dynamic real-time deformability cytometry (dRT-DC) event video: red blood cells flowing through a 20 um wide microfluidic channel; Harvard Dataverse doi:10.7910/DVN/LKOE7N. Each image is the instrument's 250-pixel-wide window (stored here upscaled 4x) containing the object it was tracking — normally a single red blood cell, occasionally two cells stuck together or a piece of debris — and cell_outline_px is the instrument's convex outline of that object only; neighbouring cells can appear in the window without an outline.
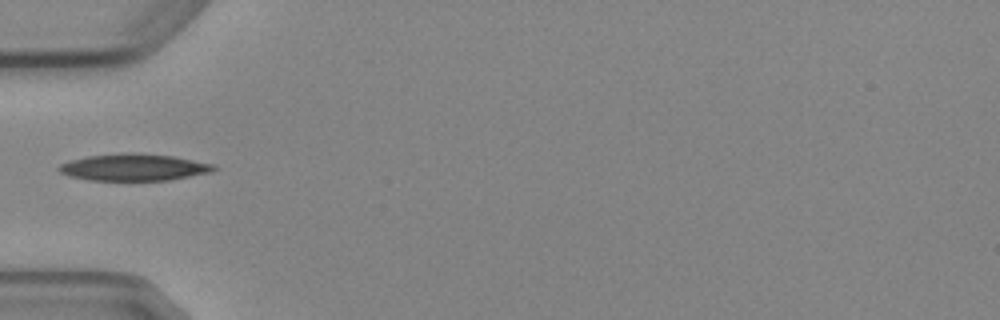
{"species": "Egyptian fruit bat (a non-hibernating species)", "species_latin": "Rousettus aegyptiacus", "temperature_condition": "cold", "stored_images_in_passage": 2, "camera_frame_rate_fps": 3000, "um_per_image_px": 0.085, "animal": {"sex": "female"}, "frame": {"image": 1, "passage_image": 1, "time_ms": 0.0, "image_size_px": [1000, 320], "cell_outline_px": [[216, 168], [212, 172], [168, 180], [88, 180], [68, 176], [60, 172], [56, 168], [60, 164], [72, 160], [88, 156], [128, 152], [132, 152], [172, 156], [212, 164]], "centroid_in_image_um": [11.33, 14.22], "position_along_channel_um": 73.7, "area_um2": 24.04}}
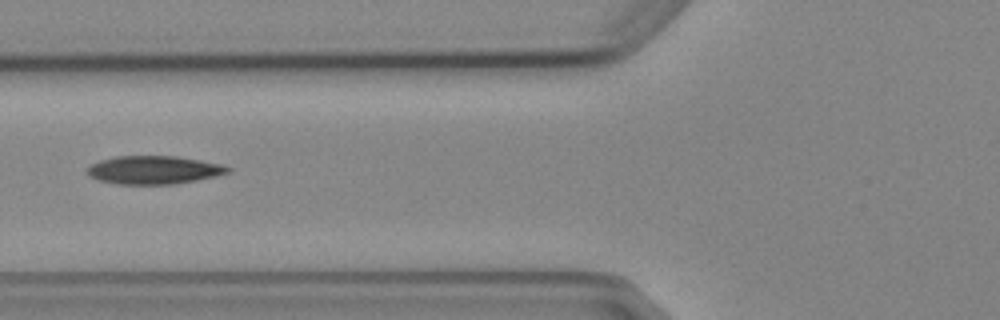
{"frame": {"image": 2, "passage_image": 2, "time_ms": 1.0, "image_size_px": [1000, 320], "cell_outline_px": [[232, 172], [216, 176], [196, 180], [172, 184], [116, 184], [100, 180], [88, 176], [88, 168], [92, 164], [100, 160], [116, 156], [176, 156], [224, 164], [232, 168]], "centroid_in_image_um": [13.13, 14.44], "position_along_channel_um": 112.7, "area_um2": 23.18}}